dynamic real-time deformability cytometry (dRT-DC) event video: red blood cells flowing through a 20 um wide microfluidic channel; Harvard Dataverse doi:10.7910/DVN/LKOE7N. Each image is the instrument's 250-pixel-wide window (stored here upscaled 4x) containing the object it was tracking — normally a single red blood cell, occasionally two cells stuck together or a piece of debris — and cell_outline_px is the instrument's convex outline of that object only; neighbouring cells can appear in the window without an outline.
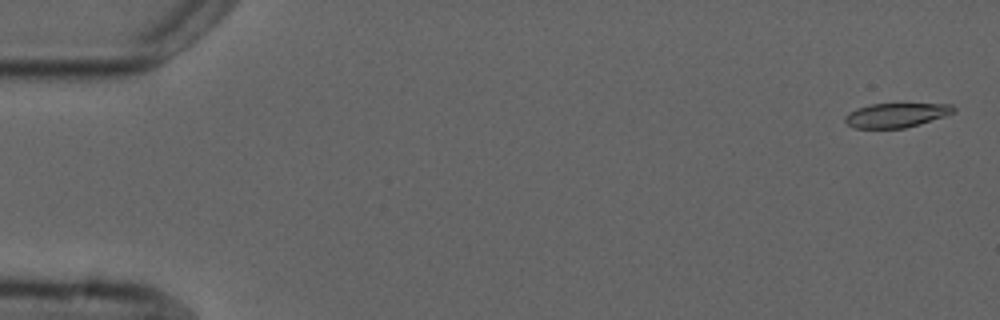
{"species": "common noctule bat (a hibernating species)", "species_latin": "Nyctalus noctula", "temperature_condition": "cold", "stored_images_in_passage": 4, "camera_frame_rate_fps": 3000, "um_per_image_px": 0.085, "animal": {"sex": "male", "forearm_length_mm": 52.5}, "frame": {"image": 1, "passage_image": 1, "time_ms": 0.0, "image_size_px": [1000, 320], "cell_outline_px": [[956, 112], [920, 124], [904, 128], [856, 128], [848, 124], [844, 120], [844, 116], [848, 112], [856, 108], [872, 104], [952, 104], [956, 108]], "centroid_in_image_um": [76.18, 9.78], "position_along_channel_um": 8.8, "area_um2": 15.37}}
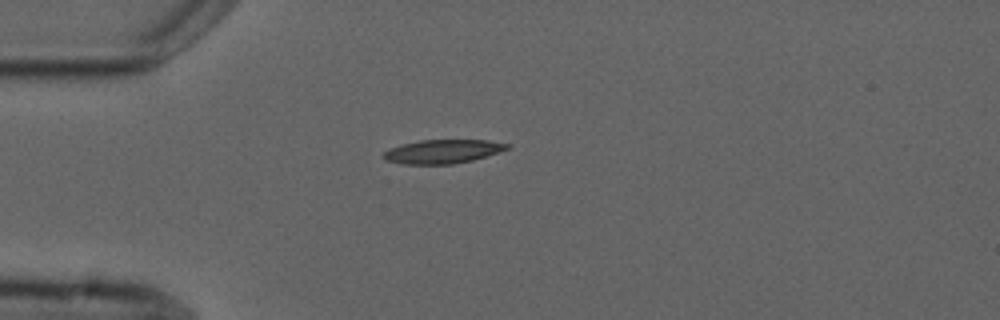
{"frame": {"image": 2, "passage_image": 4, "time_ms": 4.333, "image_size_px": [1000, 320], "cell_outline_px": [[512, 144], [508, 148], [500, 152], [472, 160], [452, 164], [400, 164], [384, 160], [380, 156], [388, 148], [400, 144], [420, 140], [488, 140]], "centroid_in_image_um": [37.58, 12.87], "position_along_channel_um": 47.4, "area_um2": 17.4}}